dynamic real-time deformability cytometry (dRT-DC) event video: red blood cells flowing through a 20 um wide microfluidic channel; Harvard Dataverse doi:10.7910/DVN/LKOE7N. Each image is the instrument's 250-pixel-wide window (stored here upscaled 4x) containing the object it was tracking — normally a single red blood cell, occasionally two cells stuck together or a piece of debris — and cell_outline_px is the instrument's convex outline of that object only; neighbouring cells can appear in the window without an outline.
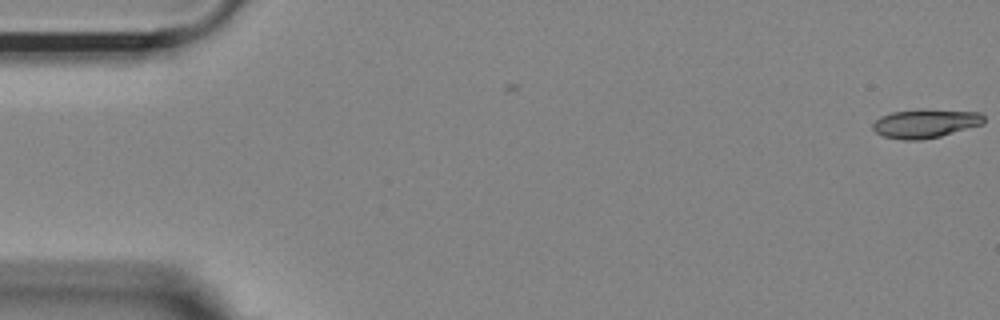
{"species": "Egyptian fruit bat (a non-hibernating species)", "species_latin": "Rousettus aegyptiacus", "temperature_condition": "room temperature", "stored_images_in_passage": 54, "camera_frame_rate_fps": 3000, "um_per_image_px": 0.085, "animal": {"sex": "female"}, "frame": {"image": 1, "passage_image": 1, "time_ms": 0.0, "image_size_px": [1000, 320], "cell_outline_px": [[984, 124], [940, 136], [920, 140], [904, 140], [884, 136], [876, 132], [872, 128], [872, 124], [880, 116], [892, 112], [980, 112], [984, 116]], "centroid_in_image_um": [78.63, 10.55], "position_along_channel_um": 6.4, "area_um2": 17.57}}
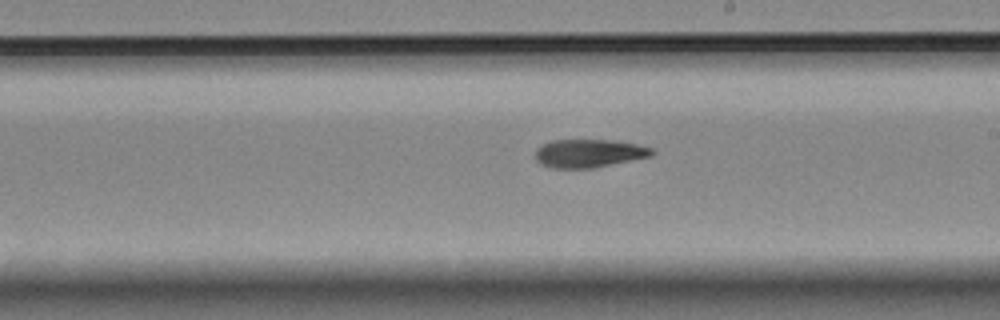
{"frame": {"image": 2, "passage_image": 31, "time_ms": 10.0, "image_size_px": [1000, 320], "cell_outline_px": [[656, 152], [652, 156], [592, 168], [552, 168], [540, 164], [536, 160], [536, 152], [544, 144], [552, 140], [612, 140], [636, 144], [652, 148]], "centroid_in_image_um": [50.09, 13.03], "position_along_channel_um": 238.9, "area_um2": 19.02}}
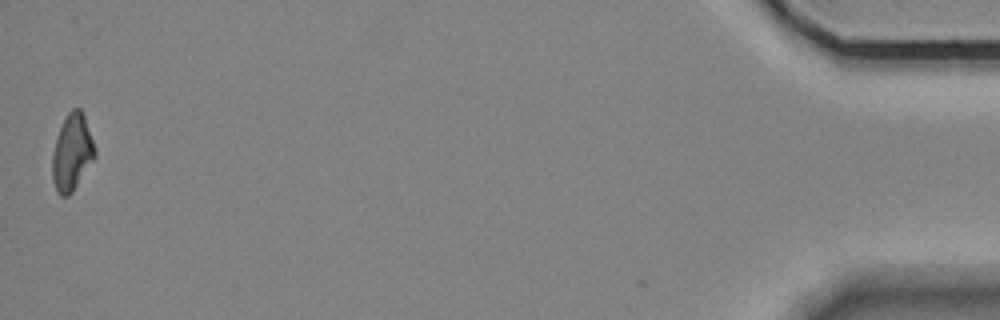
{"frame": {"image": 3, "passage_image": 54, "time_ms": 17.667, "image_size_px": [1000, 320], "cell_outline_px": [[96, 156], [72, 192], [68, 196], [60, 196], [52, 180], [52, 156], [56, 140], [60, 128], [68, 112], [72, 108], [80, 108], [84, 116], [96, 148]], "centroid_in_image_um": [6.13, 12.96], "position_along_channel_um": 429.1, "area_um2": 18.79}, "authors_computed_cell_mechanics": {"area_um2": 19.2763, "velocity_mm_per_s": 3.6842, "shape_relaxation_time_tau1_ms": 9.5046, "shape_relaxation_time_tau2_ms": null, "deformation_change_tau1": 0.2116, "deformation_change_tau2": null}}